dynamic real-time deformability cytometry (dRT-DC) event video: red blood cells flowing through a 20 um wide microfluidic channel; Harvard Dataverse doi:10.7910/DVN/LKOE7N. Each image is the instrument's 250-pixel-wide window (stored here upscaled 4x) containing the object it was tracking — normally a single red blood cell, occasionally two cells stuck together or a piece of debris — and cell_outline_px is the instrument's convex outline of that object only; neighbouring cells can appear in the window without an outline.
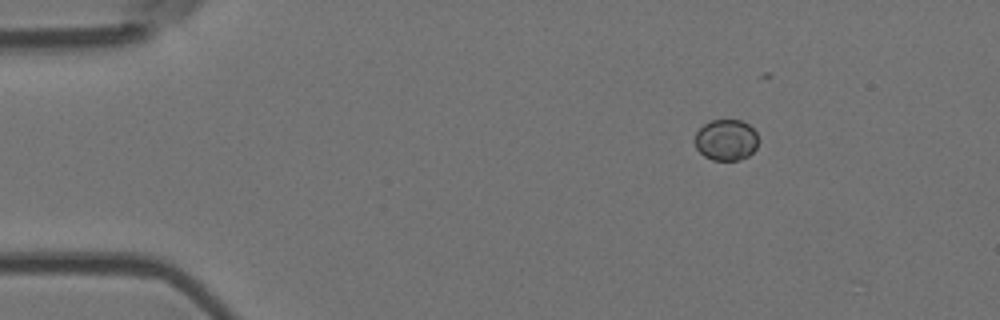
{"species": "Egyptian fruit bat (a non-hibernating species)", "species_latin": "Rousettus aegyptiacus", "temperature_condition": "room temperature", "stored_images_in_passage": 5, "camera_frame_rate_fps": 3000, "um_per_image_px": 0.085, "animal": {"sex": "female"}, "frame": {"image": 1, "passage_image": 1, "time_ms": 0.0, "image_size_px": [1000, 320], "cell_outline_px": [[756, 148], [748, 156], [736, 160], [712, 160], [704, 156], [696, 148], [696, 132], [704, 124], [712, 120], [740, 120], [748, 124], [756, 132]], "centroid_in_image_um": [61.7, 11.89], "position_along_channel_um": 23.3, "area_um2": 14.97}}